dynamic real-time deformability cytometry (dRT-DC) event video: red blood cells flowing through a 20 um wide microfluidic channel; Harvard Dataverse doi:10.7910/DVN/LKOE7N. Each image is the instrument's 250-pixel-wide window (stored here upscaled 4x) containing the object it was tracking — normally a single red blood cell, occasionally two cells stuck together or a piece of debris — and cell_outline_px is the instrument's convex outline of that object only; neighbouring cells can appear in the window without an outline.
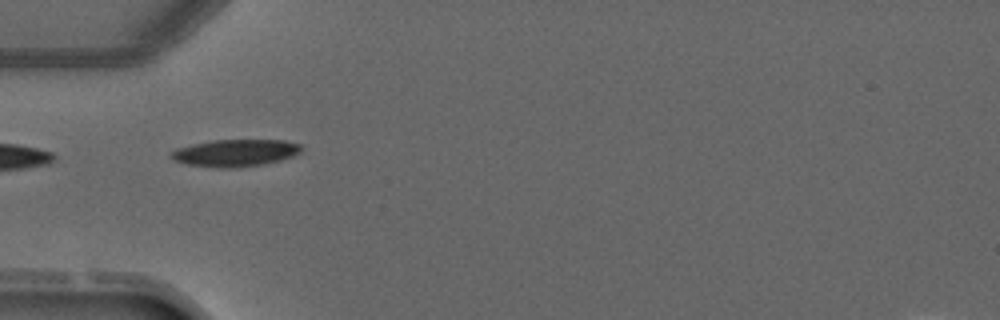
{"species": "common noctule bat (a hibernating species)", "species_latin": "Nyctalus noctula", "temperature_condition": "warm", "stored_images_in_passage": 1, "camera_frame_rate_fps": 3000, "um_per_image_px": 0.085, "animal": {"sex": "male", "forearm_length_mm": 52.5}, "frame": {"image": 1, "passage_image": 1, "time_ms": 0.0, "image_size_px": [1000, 320], "cell_outline_px": [[300, 152], [292, 156], [280, 160], [264, 164], [240, 168], [220, 168], [184, 164], [176, 160], [172, 156], [172, 152], [176, 148], [216, 140], [284, 140], [300, 144]], "centroid_in_image_um": [20.03, 13.01], "position_along_channel_um": 65.0, "area_um2": 20.35}}